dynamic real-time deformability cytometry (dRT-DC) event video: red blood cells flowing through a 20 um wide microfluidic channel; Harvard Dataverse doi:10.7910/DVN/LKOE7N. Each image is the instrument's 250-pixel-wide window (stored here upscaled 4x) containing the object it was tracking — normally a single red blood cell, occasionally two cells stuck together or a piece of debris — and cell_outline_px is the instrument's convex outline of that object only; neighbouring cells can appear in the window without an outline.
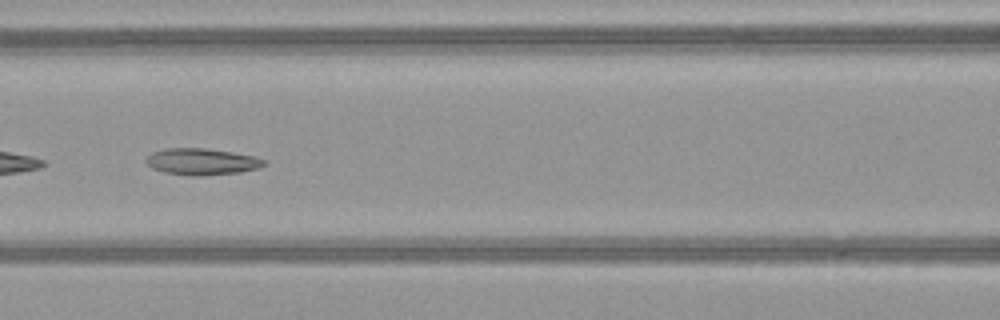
{"species": "common noctule bat (a hibernating species)", "species_latin": "Nyctalus noctula", "temperature_condition": "warm", "stored_images_in_passage": 46, "camera_frame_rate_fps": 3000, "um_per_image_px": 0.085, "animal": {"sex": "female", "body_mass_g": 21.9}, "frame": {"image": 1, "passage_image": 20, "time_ms": 6.333, "image_size_px": [1000, 320], "cell_outline_px": [[268, 164], [260, 168], [240, 172], [204, 176], [192, 176], [164, 172], [152, 168], [144, 160], [152, 152], [168, 148], [204, 148], [232, 152], [256, 156], [268, 160]], "centroid_in_image_um": [17.22, 13.74], "position_along_channel_um": 149.4, "area_um2": 18.5}}
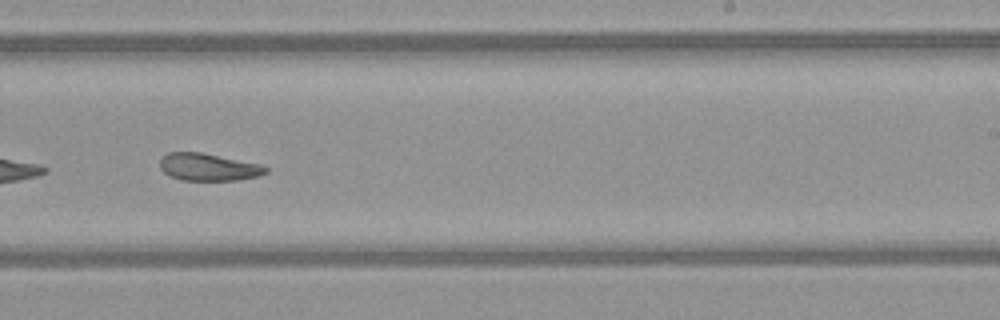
{"frame": {"image": 2, "passage_image": 29, "time_ms": 9.333, "image_size_px": [1000, 320], "cell_outline_px": [[268, 172], [256, 176], [240, 180], [180, 180], [164, 172], [160, 168], [160, 156], [168, 152], [200, 152], [260, 164], [268, 168]], "centroid_in_image_um": [17.68, 14.19], "position_along_channel_um": 271.3, "area_um2": 16.82}}
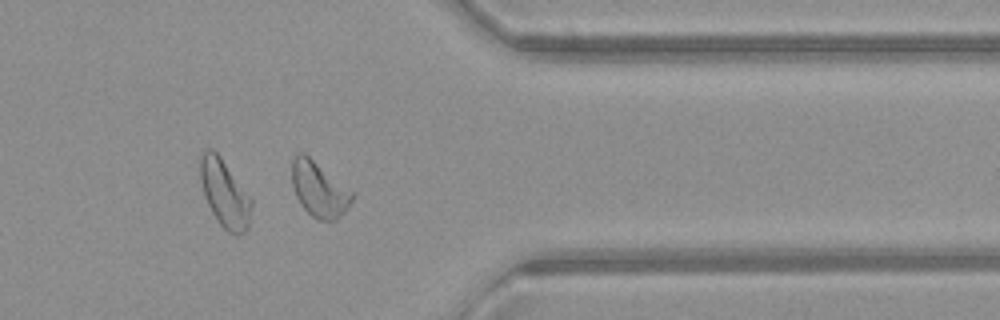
{"frame": {"image": 3, "passage_image": 38, "time_ms": 12.333, "image_size_px": [1000, 320], "cell_outline_px": [[352, 200], [344, 212], [336, 220], [316, 220], [300, 204], [296, 196], [292, 184], [292, 160], [300, 152], [304, 152], [352, 192]], "centroid_in_image_um": [27.09, 16.1], "position_along_channel_um": 384.3, "area_um2": 18.9}, "authors_computed_cell_mechanics": {"area_um2": 19.3919, "velocity_mm_per_s": 4.074, "shape_relaxation_time_tau1_ms": null, "shape_relaxation_time_tau2_ms": 7.7796, "deformation_change_tau1": null, "deformation_change_tau2": 0.1855}}